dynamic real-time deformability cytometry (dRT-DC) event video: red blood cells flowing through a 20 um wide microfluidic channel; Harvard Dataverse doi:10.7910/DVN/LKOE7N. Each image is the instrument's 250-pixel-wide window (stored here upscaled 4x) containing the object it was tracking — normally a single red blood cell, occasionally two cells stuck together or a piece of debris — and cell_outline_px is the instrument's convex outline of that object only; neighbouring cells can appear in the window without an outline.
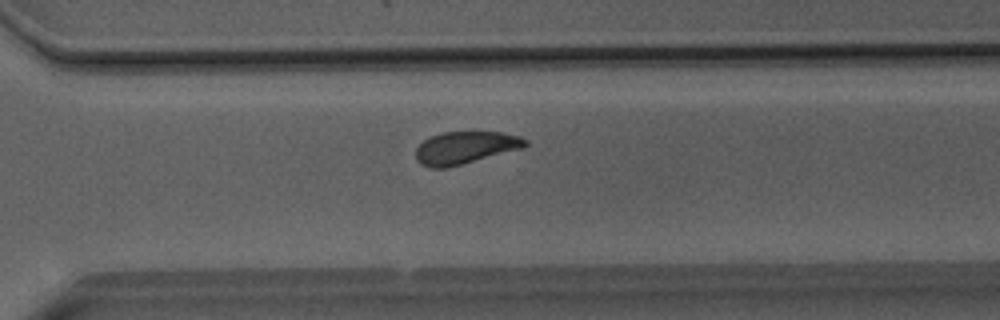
{"species": "Egyptian fruit bat (a non-hibernating species)", "species_latin": "Rousettus aegyptiacus", "temperature_condition": "room temperature", "stored_images_in_passage": 43, "camera_frame_rate_fps": 3000, "um_per_image_px": 0.085, "animal": {"sex": "male"}, "frame": {"image": 1, "passage_image": 29, "time_ms": 9.333, "image_size_px": [1000, 320], "cell_outline_px": [[528, 144], [524, 148], [448, 168], [428, 168], [420, 164], [416, 160], [416, 148], [428, 136], [440, 132], [500, 132], [520, 136], [528, 140]], "centroid_in_image_um": [39.54, 12.56], "position_along_channel_um": 331.1, "area_um2": 21.04}}
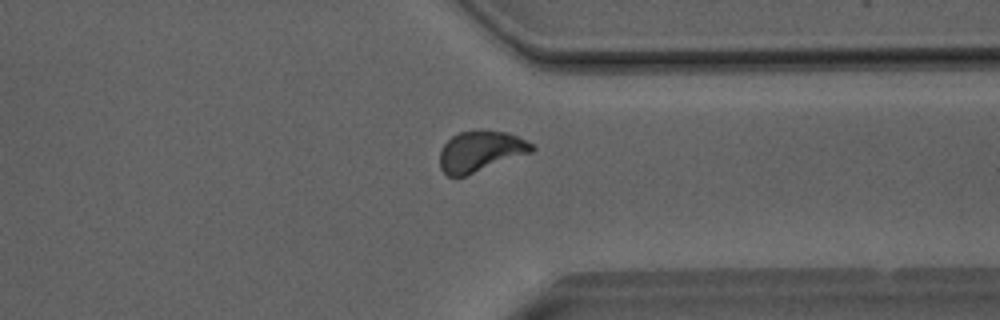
{"frame": {"image": 2, "passage_image": 32, "time_ms": 10.333, "image_size_px": [1000, 320], "cell_outline_px": [[536, 148], [532, 152], [464, 176], [448, 176], [440, 168], [440, 152], [444, 144], [452, 136], [460, 132], [508, 132], [532, 144]], "centroid_in_image_um": [40.83, 12.88], "position_along_channel_um": 370.6, "area_um2": 21.15}}
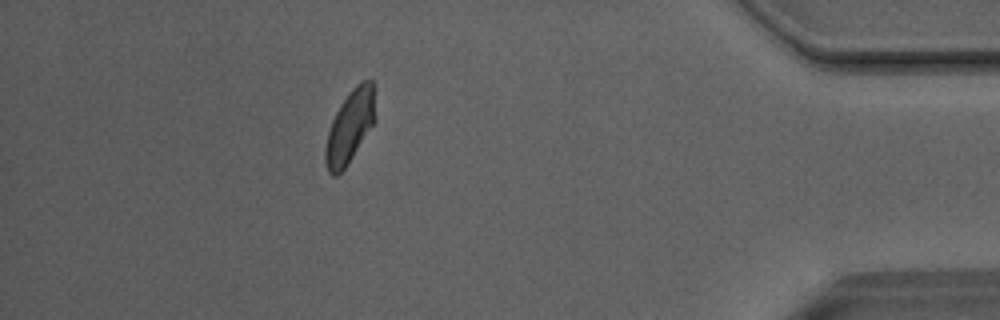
{"frame": {"image": 3, "passage_image": 38, "time_ms": 12.333, "image_size_px": [1000, 320], "cell_outline_px": [[376, 120], [344, 168], [336, 176], [332, 176], [328, 172], [324, 160], [324, 148], [328, 132], [332, 120], [340, 104], [348, 92], [360, 80], [372, 80], [376, 116]], "centroid_in_image_um": [29.73, 10.74], "position_along_channel_um": 405.5, "area_um2": 21.1}, "authors_computed_cell_mechanics": {"area_um2": 21.386, "velocity_mm_per_s": 4.0299, "shape_relaxation_time_tau1_ms": 3.4149, "shape_relaxation_time_tau2_ms": 1.7627, "deformation_change_tau1": 0.1158, "deformation_change_tau2": 0.0699}}